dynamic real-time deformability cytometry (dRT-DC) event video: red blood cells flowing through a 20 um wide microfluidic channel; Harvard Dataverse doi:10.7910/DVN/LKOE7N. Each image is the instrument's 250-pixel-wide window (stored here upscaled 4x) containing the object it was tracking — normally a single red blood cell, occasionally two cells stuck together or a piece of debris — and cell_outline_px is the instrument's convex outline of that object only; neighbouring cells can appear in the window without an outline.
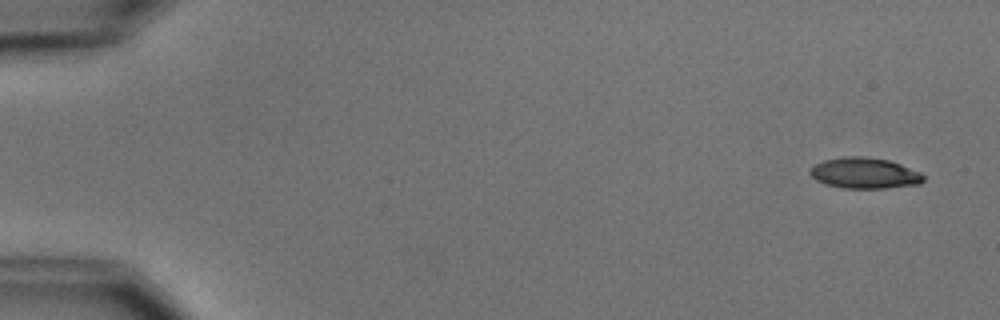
{"species": "common noctule bat (a hibernating species)", "species_latin": "Nyctalus noctula", "temperature_condition": "cold", "stored_images_in_passage": 4, "camera_frame_rate_fps": 3000, "um_per_image_px": 0.085, "animal": {"sex": "male", "body_mass_g": 15.6}, "frame": {"image": 1, "passage_image": 1, "time_ms": 0.0, "image_size_px": [1000, 320], "cell_outline_px": [[924, 180], [920, 184], [884, 188], [840, 188], [824, 184], [816, 180], [808, 172], [816, 164], [824, 160], [844, 156], [864, 156], [888, 160], [900, 164], [920, 172], [924, 176]], "centroid_in_image_um": [73.48, 14.72], "position_along_channel_um": 11.5, "area_um2": 20.4}}
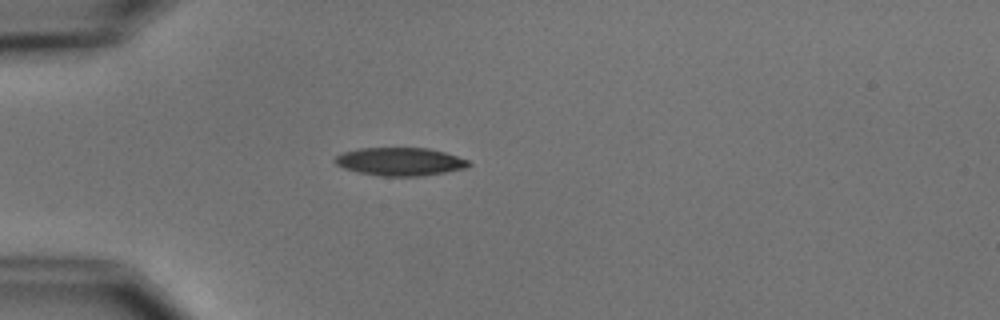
{"frame": {"image": 2, "passage_image": 4, "time_ms": 4.333, "image_size_px": [1000, 320], "cell_outline_px": [[472, 164], [464, 168], [424, 176], [384, 176], [356, 172], [344, 168], [336, 164], [332, 160], [336, 156], [344, 152], [360, 148], [428, 148], [444, 152], [468, 160]], "centroid_in_image_um": [33.98, 13.74], "position_along_channel_um": 51.0, "area_um2": 21.79}}